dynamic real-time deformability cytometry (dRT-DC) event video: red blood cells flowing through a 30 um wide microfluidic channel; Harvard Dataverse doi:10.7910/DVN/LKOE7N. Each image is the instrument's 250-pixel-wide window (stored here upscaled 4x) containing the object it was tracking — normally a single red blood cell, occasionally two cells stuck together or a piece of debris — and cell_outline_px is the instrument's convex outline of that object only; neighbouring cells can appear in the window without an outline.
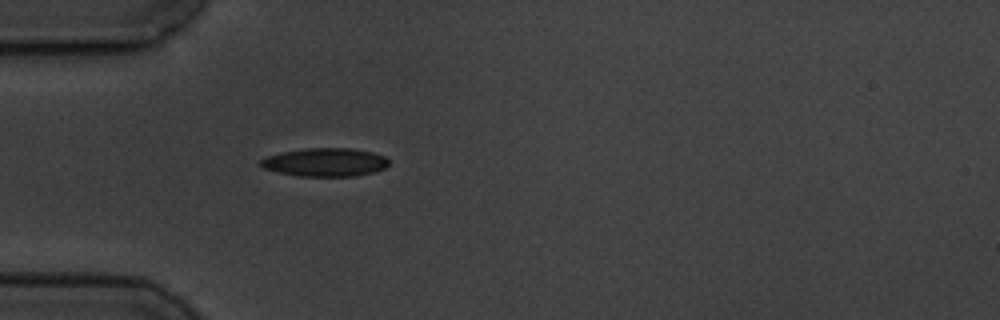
{"species": "common noctule bat (a hibernating species)", "species_latin": "Nyctalus noctula", "temperature_condition": "cold", "stored_images_in_passage": 1, "camera_frame_rate_fps": 3000, "um_per_image_px": 0.085, "animal": {"sex": "male", "body_mass_g": 19.5, "forearm_length_mm": 54.6}, "frame": {"image": 1, "passage_image": 1, "time_ms": 0.0, "image_size_px": [1000, 320], "cell_outline_px": [[388, 164], [384, 168], [372, 172], [356, 176], [300, 176], [280, 172], [264, 168], [260, 164], [260, 160], [268, 156], [280, 152], [304, 148], [352, 148], [372, 152], [384, 156], [388, 160]], "centroid_in_image_um": [27.64, 13.78], "position_along_channel_um": 57.4, "area_um2": 21.04}}